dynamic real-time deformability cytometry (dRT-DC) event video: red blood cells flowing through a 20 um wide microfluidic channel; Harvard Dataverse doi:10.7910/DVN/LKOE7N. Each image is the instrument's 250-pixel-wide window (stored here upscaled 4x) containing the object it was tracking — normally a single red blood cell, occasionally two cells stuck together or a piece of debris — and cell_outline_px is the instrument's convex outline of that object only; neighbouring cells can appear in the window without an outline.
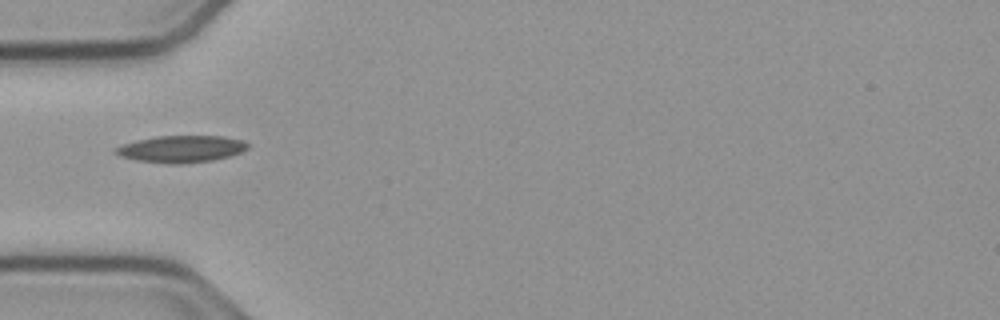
{"species": "common noctule bat (a hibernating species)", "species_latin": "Nyctalus noctula", "temperature_condition": "cold", "stored_images_in_passage": 3, "camera_frame_rate_fps": 3000, "um_per_image_px": 0.085, "animal": {"sex": "male", "body_mass_g": 23.1, "forearm_length_mm": 52.7}, "frame": {"image": 1, "passage_image": 1, "time_ms": 0.0, "image_size_px": [1000, 320], "cell_outline_px": [[248, 148], [240, 152], [228, 156], [212, 160], [176, 164], [136, 160], [120, 156], [112, 152], [116, 148], [124, 144], [136, 140], [156, 136], [224, 136], [244, 140], [248, 144]], "centroid_in_image_um": [15.4, 12.65], "position_along_channel_um": 69.6, "area_um2": 20.52}}